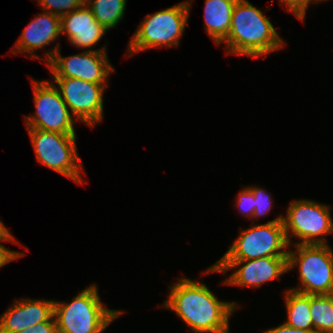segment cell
Listing matches in <instances>:
<instances>
[{
  "mask_svg": "<svg viewBox=\"0 0 333 333\" xmlns=\"http://www.w3.org/2000/svg\"><path fill=\"white\" fill-rule=\"evenodd\" d=\"M170 289L163 307L169 308L195 333H229V317L238 308L236 302L218 300L199 281L180 277Z\"/></svg>",
  "mask_w": 333,
  "mask_h": 333,
  "instance_id": "cell-1",
  "label": "cell"
},
{
  "mask_svg": "<svg viewBox=\"0 0 333 333\" xmlns=\"http://www.w3.org/2000/svg\"><path fill=\"white\" fill-rule=\"evenodd\" d=\"M226 44L227 53L259 58L284 47L270 20L247 0H237Z\"/></svg>",
  "mask_w": 333,
  "mask_h": 333,
  "instance_id": "cell-2",
  "label": "cell"
},
{
  "mask_svg": "<svg viewBox=\"0 0 333 333\" xmlns=\"http://www.w3.org/2000/svg\"><path fill=\"white\" fill-rule=\"evenodd\" d=\"M122 310L107 309L97 286L85 288L69 303L54 300V317L58 333H102Z\"/></svg>",
  "mask_w": 333,
  "mask_h": 333,
  "instance_id": "cell-3",
  "label": "cell"
},
{
  "mask_svg": "<svg viewBox=\"0 0 333 333\" xmlns=\"http://www.w3.org/2000/svg\"><path fill=\"white\" fill-rule=\"evenodd\" d=\"M191 2V3H190ZM192 0L147 15L129 41L128 54L154 47H177L184 33Z\"/></svg>",
  "mask_w": 333,
  "mask_h": 333,
  "instance_id": "cell-4",
  "label": "cell"
},
{
  "mask_svg": "<svg viewBox=\"0 0 333 333\" xmlns=\"http://www.w3.org/2000/svg\"><path fill=\"white\" fill-rule=\"evenodd\" d=\"M288 250V270L299 267L301 286L291 290L307 295L333 294V251L328 244H294Z\"/></svg>",
  "mask_w": 333,
  "mask_h": 333,
  "instance_id": "cell-5",
  "label": "cell"
},
{
  "mask_svg": "<svg viewBox=\"0 0 333 333\" xmlns=\"http://www.w3.org/2000/svg\"><path fill=\"white\" fill-rule=\"evenodd\" d=\"M283 215L265 224H253L239 232L238 238L218 261H242L262 257H288ZM285 249V250H284Z\"/></svg>",
  "mask_w": 333,
  "mask_h": 333,
  "instance_id": "cell-6",
  "label": "cell"
},
{
  "mask_svg": "<svg viewBox=\"0 0 333 333\" xmlns=\"http://www.w3.org/2000/svg\"><path fill=\"white\" fill-rule=\"evenodd\" d=\"M27 130L38 162L77 184L84 183L80 173L84 166L77 153L76 134Z\"/></svg>",
  "mask_w": 333,
  "mask_h": 333,
  "instance_id": "cell-7",
  "label": "cell"
},
{
  "mask_svg": "<svg viewBox=\"0 0 333 333\" xmlns=\"http://www.w3.org/2000/svg\"><path fill=\"white\" fill-rule=\"evenodd\" d=\"M282 222L289 246L292 235L302 240L295 244H327L323 236L333 233L330 207L314 200L291 201Z\"/></svg>",
  "mask_w": 333,
  "mask_h": 333,
  "instance_id": "cell-8",
  "label": "cell"
},
{
  "mask_svg": "<svg viewBox=\"0 0 333 333\" xmlns=\"http://www.w3.org/2000/svg\"><path fill=\"white\" fill-rule=\"evenodd\" d=\"M36 115L26 116V129L76 134L74 116L51 81L32 80Z\"/></svg>",
  "mask_w": 333,
  "mask_h": 333,
  "instance_id": "cell-9",
  "label": "cell"
},
{
  "mask_svg": "<svg viewBox=\"0 0 333 333\" xmlns=\"http://www.w3.org/2000/svg\"><path fill=\"white\" fill-rule=\"evenodd\" d=\"M59 44L58 42L52 50L45 52V64L49 67L52 77L78 78L107 85L109 74L115 70L108 61L105 47L62 57Z\"/></svg>",
  "mask_w": 333,
  "mask_h": 333,
  "instance_id": "cell-10",
  "label": "cell"
},
{
  "mask_svg": "<svg viewBox=\"0 0 333 333\" xmlns=\"http://www.w3.org/2000/svg\"><path fill=\"white\" fill-rule=\"evenodd\" d=\"M51 82L75 119L91 128L102 121L105 85L68 77H53Z\"/></svg>",
  "mask_w": 333,
  "mask_h": 333,
  "instance_id": "cell-11",
  "label": "cell"
},
{
  "mask_svg": "<svg viewBox=\"0 0 333 333\" xmlns=\"http://www.w3.org/2000/svg\"><path fill=\"white\" fill-rule=\"evenodd\" d=\"M236 270L225 279L224 284L259 288L264 282L278 279L288 270V257H262L242 261H217L204 272L225 273Z\"/></svg>",
  "mask_w": 333,
  "mask_h": 333,
  "instance_id": "cell-12",
  "label": "cell"
},
{
  "mask_svg": "<svg viewBox=\"0 0 333 333\" xmlns=\"http://www.w3.org/2000/svg\"><path fill=\"white\" fill-rule=\"evenodd\" d=\"M66 33L70 44L76 48H90L98 45L107 30L93 16L85 2L76 10L61 17V33Z\"/></svg>",
  "mask_w": 333,
  "mask_h": 333,
  "instance_id": "cell-13",
  "label": "cell"
},
{
  "mask_svg": "<svg viewBox=\"0 0 333 333\" xmlns=\"http://www.w3.org/2000/svg\"><path fill=\"white\" fill-rule=\"evenodd\" d=\"M61 34V17L47 11L37 14V17L24 28V31L12 48V53H23L28 57L42 60V56L35 55L33 51L48 46ZM30 54V55H29Z\"/></svg>",
  "mask_w": 333,
  "mask_h": 333,
  "instance_id": "cell-14",
  "label": "cell"
},
{
  "mask_svg": "<svg viewBox=\"0 0 333 333\" xmlns=\"http://www.w3.org/2000/svg\"><path fill=\"white\" fill-rule=\"evenodd\" d=\"M237 0H205V30L220 45L228 36Z\"/></svg>",
  "mask_w": 333,
  "mask_h": 333,
  "instance_id": "cell-15",
  "label": "cell"
},
{
  "mask_svg": "<svg viewBox=\"0 0 333 333\" xmlns=\"http://www.w3.org/2000/svg\"><path fill=\"white\" fill-rule=\"evenodd\" d=\"M284 298L287 308V320L285 324L292 328L313 331L310 295L287 289Z\"/></svg>",
  "mask_w": 333,
  "mask_h": 333,
  "instance_id": "cell-16",
  "label": "cell"
},
{
  "mask_svg": "<svg viewBox=\"0 0 333 333\" xmlns=\"http://www.w3.org/2000/svg\"><path fill=\"white\" fill-rule=\"evenodd\" d=\"M85 4L92 10L96 21L107 31L116 27L124 18L126 0H85Z\"/></svg>",
  "mask_w": 333,
  "mask_h": 333,
  "instance_id": "cell-17",
  "label": "cell"
},
{
  "mask_svg": "<svg viewBox=\"0 0 333 333\" xmlns=\"http://www.w3.org/2000/svg\"><path fill=\"white\" fill-rule=\"evenodd\" d=\"M313 331L333 333V294L310 295Z\"/></svg>",
  "mask_w": 333,
  "mask_h": 333,
  "instance_id": "cell-18",
  "label": "cell"
},
{
  "mask_svg": "<svg viewBox=\"0 0 333 333\" xmlns=\"http://www.w3.org/2000/svg\"><path fill=\"white\" fill-rule=\"evenodd\" d=\"M54 316V301L42 299H24L25 329L48 321Z\"/></svg>",
  "mask_w": 333,
  "mask_h": 333,
  "instance_id": "cell-19",
  "label": "cell"
},
{
  "mask_svg": "<svg viewBox=\"0 0 333 333\" xmlns=\"http://www.w3.org/2000/svg\"><path fill=\"white\" fill-rule=\"evenodd\" d=\"M25 330L24 299L16 300L0 316V333H18Z\"/></svg>",
  "mask_w": 333,
  "mask_h": 333,
  "instance_id": "cell-20",
  "label": "cell"
},
{
  "mask_svg": "<svg viewBox=\"0 0 333 333\" xmlns=\"http://www.w3.org/2000/svg\"><path fill=\"white\" fill-rule=\"evenodd\" d=\"M40 7L53 15L62 17L79 8L85 0H36Z\"/></svg>",
  "mask_w": 333,
  "mask_h": 333,
  "instance_id": "cell-21",
  "label": "cell"
},
{
  "mask_svg": "<svg viewBox=\"0 0 333 333\" xmlns=\"http://www.w3.org/2000/svg\"><path fill=\"white\" fill-rule=\"evenodd\" d=\"M249 188L254 194V214L253 218H259L260 216H265L270 212L272 205V200L270 194H268L264 189L257 186H252Z\"/></svg>",
  "mask_w": 333,
  "mask_h": 333,
  "instance_id": "cell-22",
  "label": "cell"
},
{
  "mask_svg": "<svg viewBox=\"0 0 333 333\" xmlns=\"http://www.w3.org/2000/svg\"><path fill=\"white\" fill-rule=\"evenodd\" d=\"M239 210L243 212L244 216L253 219L254 208V194L249 187L244 188L239 192L237 200L235 201Z\"/></svg>",
  "mask_w": 333,
  "mask_h": 333,
  "instance_id": "cell-23",
  "label": "cell"
},
{
  "mask_svg": "<svg viewBox=\"0 0 333 333\" xmlns=\"http://www.w3.org/2000/svg\"><path fill=\"white\" fill-rule=\"evenodd\" d=\"M282 5H286L287 12H293V14L301 21H304L306 10L309 4L313 0H279Z\"/></svg>",
  "mask_w": 333,
  "mask_h": 333,
  "instance_id": "cell-24",
  "label": "cell"
},
{
  "mask_svg": "<svg viewBox=\"0 0 333 333\" xmlns=\"http://www.w3.org/2000/svg\"><path fill=\"white\" fill-rule=\"evenodd\" d=\"M18 333H58L55 317L50 320L38 323Z\"/></svg>",
  "mask_w": 333,
  "mask_h": 333,
  "instance_id": "cell-25",
  "label": "cell"
},
{
  "mask_svg": "<svg viewBox=\"0 0 333 333\" xmlns=\"http://www.w3.org/2000/svg\"><path fill=\"white\" fill-rule=\"evenodd\" d=\"M24 254L23 252L13 251L7 249L5 246L0 245V267L8 264L15 259L22 257Z\"/></svg>",
  "mask_w": 333,
  "mask_h": 333,
  "instance_id": "cell-26",
  "label": "cell"
},
{
  "mask_svg": "<svg viewBox=\"0 0 333 333\" xmlns=\"http://www.w3.org/2000/svg\"><path fill=\"white\" fill-rule=\"evenodd\" d=\"M263 333H316V332L315 331L292 328L289 325L283 323V324L279 325L278 327L268 329Z\"/></svg>",
  "mask_w": 333,
  "mask_h": 333,
  "instance_id": "cell-27",
  "label": "cell"
},
{
  "mask_svg": "<svg viewBox=\"0 0 333 333\" xmlns=\"http://www.w3.org/2000/svg\"><path fill=\"white\" fill-rule=\"evenodd\" d=\"M15 237L9 232V230L6 228V226L2 223L0 220V241H8L12 243H18L15 241ZM2 245V244H0Z\"/></svg>",
  "mask_w": 333,
  "mask_h": 333,
  "instance_id": "cell-28",
  "label": "cell"
},
{
  "mask_svg": "<svg viewBox=\"0 0 333 333\" xmlns=\"http://www.w3.org/2000/svg\"><path fill=\"white\" fill-rule=\"evenodd\" d=\"M321 2V1H325V0H313L314 3H318V2Z\"/></svg>",
  "mask_w": 333,
  "mask_h": 333,
  "instance_id": "cell-29",
  "label": "cell"
}]
</instances>
